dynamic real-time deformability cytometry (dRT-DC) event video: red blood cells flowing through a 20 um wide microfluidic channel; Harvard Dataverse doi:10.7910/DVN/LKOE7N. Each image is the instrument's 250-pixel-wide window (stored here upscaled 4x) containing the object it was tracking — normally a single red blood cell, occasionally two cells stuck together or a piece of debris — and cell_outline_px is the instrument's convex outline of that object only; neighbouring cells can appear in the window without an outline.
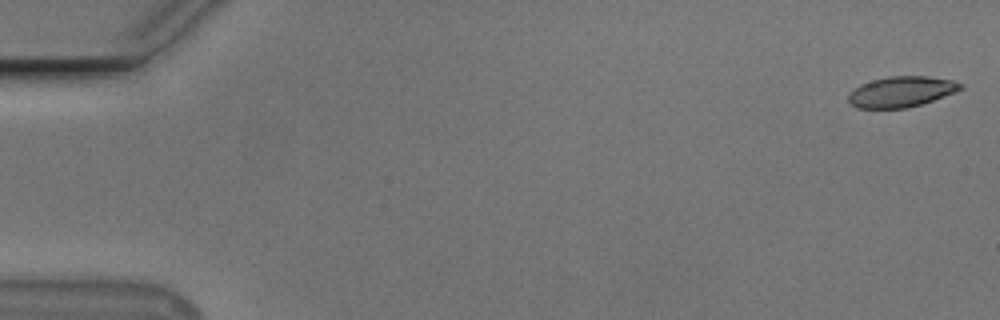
{"species": "Egyptian fruit bat (a non-hibernating species)", "species_latin": "Rousettus aegyptiacus", "temperature_condition": "cold", "stored_images_in_passage": 5, "camera_frame_rate_fps": 3000, "um_per_image_px": 0.085, "animal": {"sex": "male"}, "frame": {"image": 1, "passage_image": 1, "time_ms": 0.0, "image_size_px": [1000, 320], "cell_outline_px": [[964, 88], [956, 92], [920, 104], [904, 108], [856, 108], [848, 104], [848, 92], [860, 84], [872, 80], [888, 76], [928, 76], [952, 80], [964, 84]], "centroid_in_image_um": [76.58, 7.79], "position_along_channel_um": 8.4, "area_um2": 20.17}}
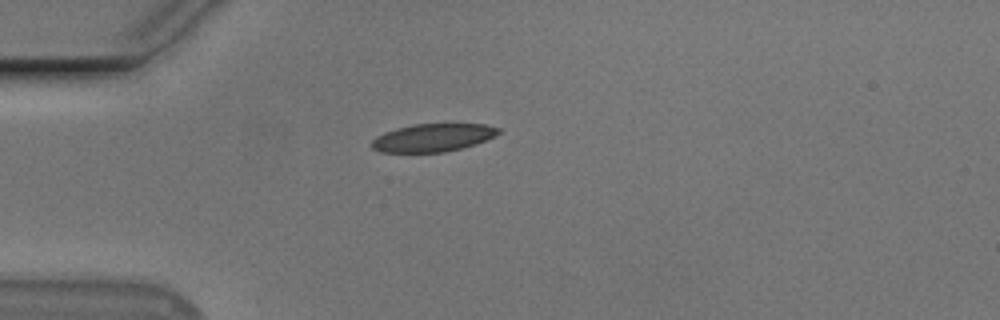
{"frame": {"image": 2, "passage_image": 5, "time_ms": 4.667, "image_size_px": [1000, 320], "cell_outline_px": [[500, 132], [476, 144], [444, 152], [380, 152], [372, 148], [372, 140], [376, 136], [384, 132], [396, 128], [412, 124], [484, 124], [500, 128]], "centroid_in_image_um": [36.75, 11.7], "position_along_channel_um": 48.2, "area_um2": 20.46}}